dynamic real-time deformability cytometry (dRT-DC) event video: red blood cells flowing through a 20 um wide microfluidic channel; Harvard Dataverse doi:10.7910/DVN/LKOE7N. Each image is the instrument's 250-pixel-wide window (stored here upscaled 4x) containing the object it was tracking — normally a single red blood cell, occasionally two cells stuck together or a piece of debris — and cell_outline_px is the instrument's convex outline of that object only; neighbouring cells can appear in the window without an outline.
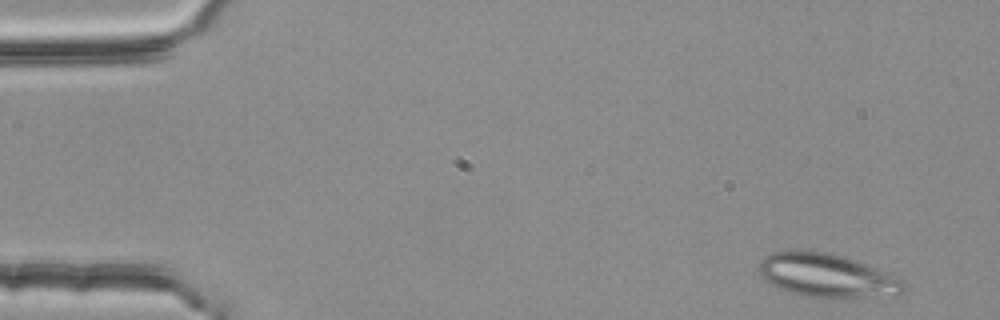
{"species": "common noctule bat (a hibernating species)", "species_latin": "Nyctalus noctula", "temperature_condition": "room temperature", "stored_images_in_passage": 6, "camera_frame_rate_fps": 3000, "um_per_image_px": 0.085, "animal": {"sex": "female", "body_mass_g": 25.1}, "frame": {"image": 1, "passage_image": 1, "time_ms": 0.0, "image_size_px": [1000, 320], "cell_outline_px": [[908, 284], [904, 292], [896, 296], [808, 296], [792, 292], [780, 288], [764, 280], [756, 264], [764, 256], [772, 252], [824, 252], [852, 260], [904, 280]], "centroid_in_image_um": [70.28, 23.43], "position_along_channel_um": 14.7, "area_um2": 35.43}}
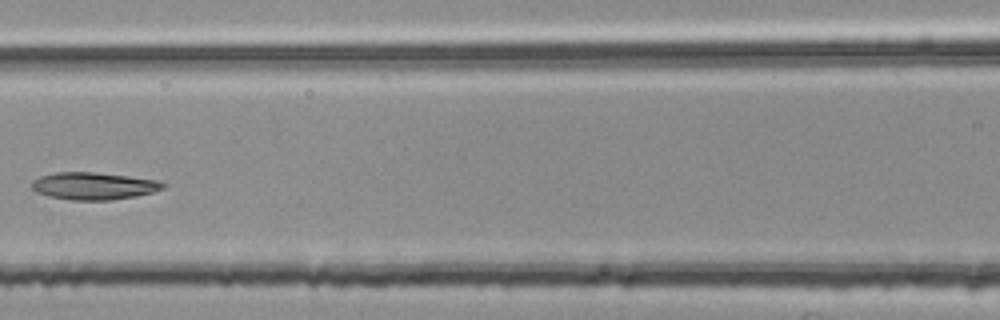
{"frame": {"image": 2, "passage_image": 6, "time_ms": 1.667, "image_size_px": [1000, 320], "cell_outline_px": [[164, 188], [152, 192], [136, 196], [112, 200], [72, 200], [48, 196], [36, 192], [32, 188], [32, 180], [40, 176], [56, 172], [96, 172], [128, 176], [156, 180], [164, 184]], "centroid_in_image_um": [7.93, 15.8], "position_along_channel_um": 158.7, "area_um2": 20.81}}